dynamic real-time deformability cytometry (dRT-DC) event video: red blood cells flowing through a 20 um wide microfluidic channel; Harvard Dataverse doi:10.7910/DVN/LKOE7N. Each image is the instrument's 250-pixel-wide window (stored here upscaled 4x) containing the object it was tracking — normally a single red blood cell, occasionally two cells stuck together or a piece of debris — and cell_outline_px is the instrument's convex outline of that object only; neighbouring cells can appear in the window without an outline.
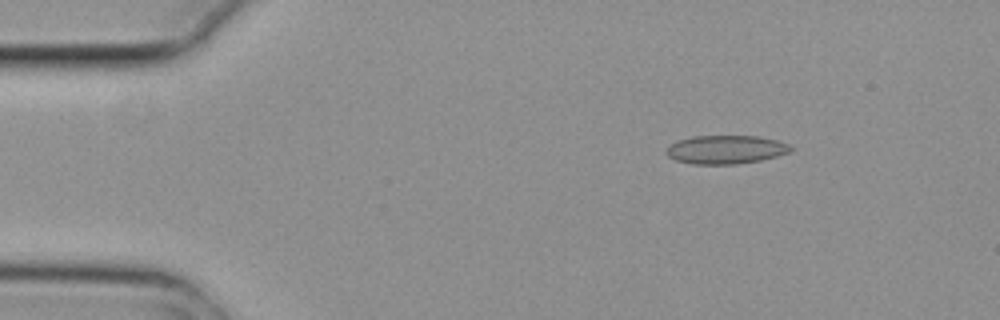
{"species": "common noctule bat (a hibernating species)", "species_latin": "Nyctalus noctula", "temperature_condition": "cold", "stored_images_in_passage": 5, "camera_frame_rate_fps": 3000, "um_per_image_px": 0.085, "animal": {"sex": "female", "body_mass_g": 29.2, "forearm_length_mm": 56.3}, "frame": {"image": 1, "passage_image": 3, "time_ms": 0.667, "image_size_px": [1000, 320], "cell_outline_px": [[792, 152], [760, 160], [736, 164], [692, 164], [676, 160], [668, 156], [664, 152], [668, 144], [676, 140], [692, 136], [760, 136], [776, 140], [788, 144], [792, 148]], "centroid_in_image_um": [61.64, 12.71], "position_along_channel_um": 23.4, "area_um2": 20.87}}